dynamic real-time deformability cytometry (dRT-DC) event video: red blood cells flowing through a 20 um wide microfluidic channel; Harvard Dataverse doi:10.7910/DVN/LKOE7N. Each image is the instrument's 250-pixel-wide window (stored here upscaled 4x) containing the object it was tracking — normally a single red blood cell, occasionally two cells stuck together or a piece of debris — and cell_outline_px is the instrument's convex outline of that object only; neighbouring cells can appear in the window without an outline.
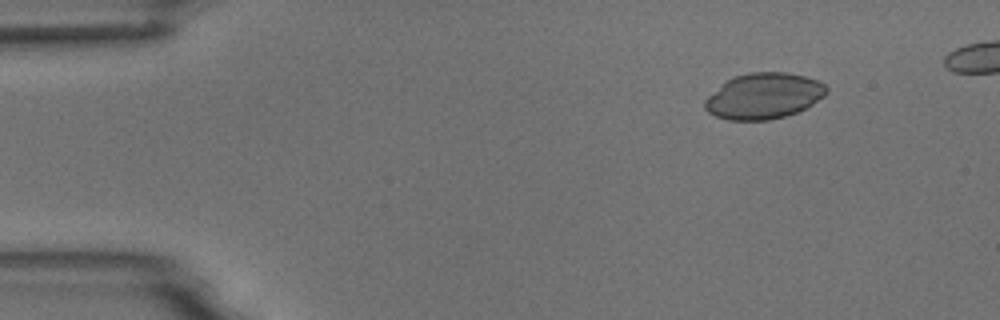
{"species": "common noctule bat (a hibernating species)", "species_latin": "Nyctalus noctula", "temperature_condition": "room temperature", "stored_images_in_passage": 6, "camera_frame_rate_fps": 3000, "um_per_image_px": 0.085, "animal": {"sex": "male", "body_mass_g": 18.8}, "frame": {"image": 1, "passage_image": 2, "time_ms": 1.333, "image_size_px": [1000, 320], "cell_outline_px": [[828, 92], [824, 96], [812, 104], [796, 112], [784, 116], [768, 120], [728, 120], [716, 116], [708, 112], [704, 108], [704, 100], [708, 96], [728, 80], [736, 76], [748, 72], [784, 72], [804, 76], [816, 80], [824, 84], [828, 88]], "centroid_in_image_um": [64.92, 8.16], "position_along_channel_um": 20.1, "area_um2": 32.19}}